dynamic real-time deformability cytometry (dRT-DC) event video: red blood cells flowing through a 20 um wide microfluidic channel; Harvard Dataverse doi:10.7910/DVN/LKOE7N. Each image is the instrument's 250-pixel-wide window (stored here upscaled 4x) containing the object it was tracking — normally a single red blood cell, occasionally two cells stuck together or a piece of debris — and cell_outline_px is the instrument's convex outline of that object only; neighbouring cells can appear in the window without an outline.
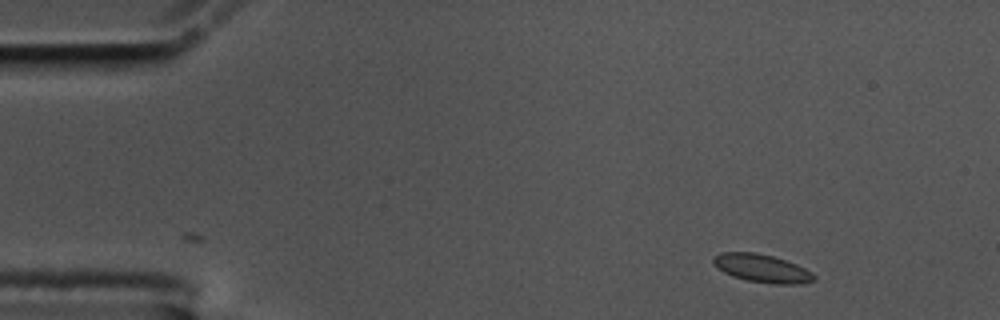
{"species": "common noctule bat (a hibernating species)", "species_latin": "Nyctalus noctula", "temperature_condition": "cold", "stored_images_in_passage": 7, "camera_frame_rate_fps": 3000, "um_per_image_px": 0.085, "animal": {"sex": "male", "body_mass_g": 17.5, "forearm_length_mm": 52.3}, "frame": {"image": 1, "passage_image": 1, "time_ms": 0.0, "image_size_px": [1000, 320], "cell_outline_px": [[816, 280], [804, 284], [772, 284], [748, 280], [732, 276], [724, 272], [712, 260], [712, 256], [720, 252], [756, 252], [772, 256], [796, 264], [812, 272], [816, 276]], "centroid_in_image_um": [64.8, 22.81], "position_along_channel_um": 20.2, "area_um2": 16.47}}